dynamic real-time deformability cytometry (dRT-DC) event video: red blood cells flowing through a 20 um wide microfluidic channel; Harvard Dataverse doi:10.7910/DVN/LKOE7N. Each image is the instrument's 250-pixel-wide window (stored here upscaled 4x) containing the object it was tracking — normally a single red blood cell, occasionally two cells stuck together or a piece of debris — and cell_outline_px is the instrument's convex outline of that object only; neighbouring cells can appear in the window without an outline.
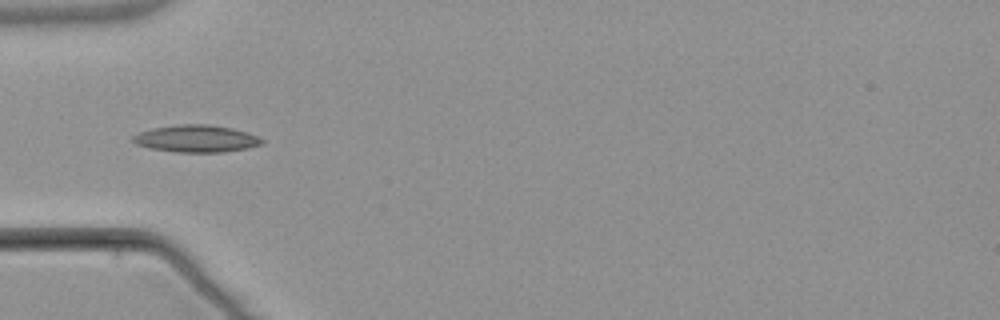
{"species": "common noctule bat (a hibernating species)", "species_latin": "Nyctalus noctula", "temperature_condition": "warm", "stored_images_in_passage": 6, "camera_frame_rate_fps": 3000, "um_per_image_px": 0.085, "animal": {"sex": "male", "body_mass_g": 21.5, "forearm_length_mm": 52.0}, "frame": {"image": 1, "passage_image": 4, "time_ms": 4.333, "image_size_px": [1000, 320], "cell_outline_px": [[264, 144], [248, 148], [224, 152], [176, 152], [148, 148], [136, 144], [132, 140], [132, 136], [140, 132], [152, 128], [180, 124], [208, 124], [232, 128], [248, 132], [260, 136], [264, 140]], "centroid_in_image_um": [16.72, 11.78], "position_along_channel_um": 68.3, "area_um2": 20.63}}
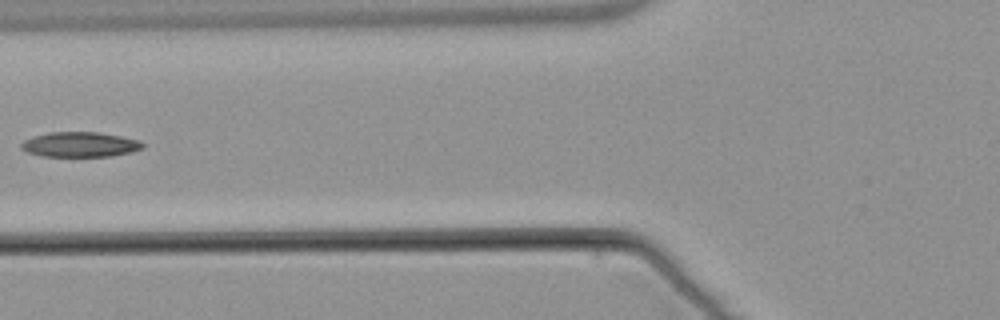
{"frame": {"image": 2, "passage_image": 5, "time_ms": 5.667, "image_size_px": [1000, 320], "cell_outline_px": [[144, 148], [132, 152], [112, 156], [40, 156], [28, 152], [20, 148], [20, 144], [24, 140], [32, 136], [48, 132], [96, 132], [120, 136], [140, 140], [144, 144]], "centroid_in_image_um": [6.79, 12.28], "position_along_channel_um": 119.0, "area_um2": 17.8}}